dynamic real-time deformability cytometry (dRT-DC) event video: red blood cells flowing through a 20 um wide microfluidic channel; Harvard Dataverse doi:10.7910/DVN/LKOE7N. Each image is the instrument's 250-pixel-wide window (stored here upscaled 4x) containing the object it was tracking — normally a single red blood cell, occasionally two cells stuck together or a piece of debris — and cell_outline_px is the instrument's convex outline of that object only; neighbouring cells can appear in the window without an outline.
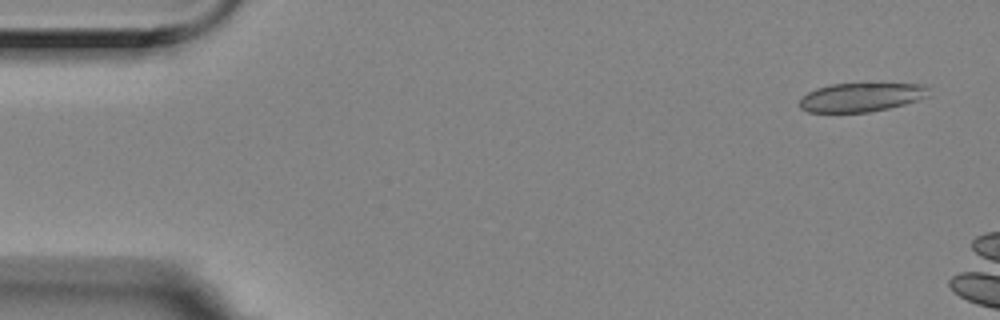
{"species": "Egyptian fruit bat (a non-hibernating species)", "species_latin": "Rousettus aegyptiacus", "temperature_condition": "room temperature", "stored_images_in_passage": 3, "camera_frame_rate_fps": 3000, "um_per_image_px": 0.085, "animal": {"sex": "female"}, "frame": {"image": 1, "passage_image": 1, "time_ms": 0.0, "image_size_px": [1000, 320], "cell_outline_px": [[932, 96], [904, 104], [888, 108], [868, 112], [808, 112], [800, 108], [800, 100], [808, 92], [816, 88], [832, 84], [924, 84], [928, 88]], "centroid_in_image_um": [73.24, 8.27], "position_along_channel_um": 11.8, "area_um2": 21.62}}